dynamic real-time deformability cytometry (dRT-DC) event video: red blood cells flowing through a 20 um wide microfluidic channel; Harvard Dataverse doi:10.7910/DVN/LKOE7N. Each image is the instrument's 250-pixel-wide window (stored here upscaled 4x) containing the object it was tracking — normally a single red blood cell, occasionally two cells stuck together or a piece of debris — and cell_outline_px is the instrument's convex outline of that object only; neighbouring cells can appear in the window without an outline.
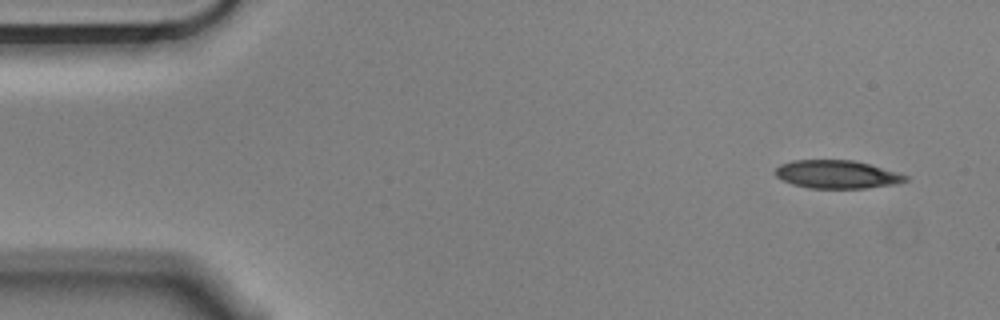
{"species": "Egyptian fruit bat (a non-hibernating species)", "species_latin": "Rousettus aegyptiacus", "temperature_condition": "cold", "stored_images_in_passage": 5, "camera_frame_rate_fps": 3000, "um_per_image_px": 0.085, "animal": {"sex": "male"}, "frame": {"image": 1, "passage_image": 1, "time_ms": 0.0, "image_size_px": [1000, 320], "cell_outline_px": [[908, 180], [896, 184], [864, 188], [808, 188], [792, 184], [776, 176], [776, 168], [780, 164], [792, 160], [852, 160], [868, 164], [896, 172], [908, 176]], "centroid_in_image_um": [71.12, 14.82], "position_along_channel_um": 13.9, "area_um2": 21.15}}
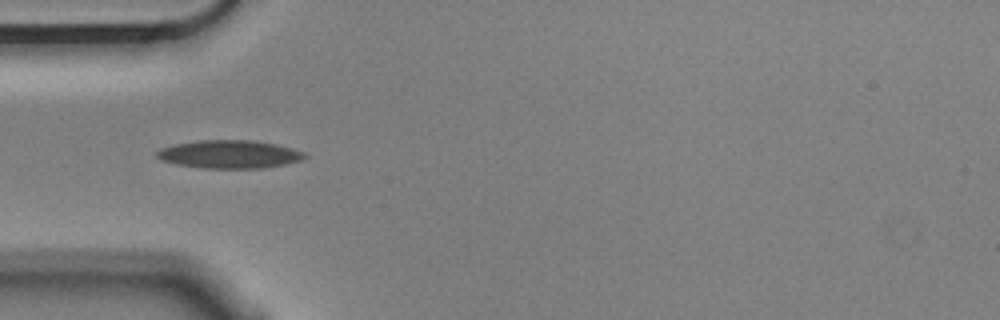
{"frame": {"image": 2, "passage_image": 4, "time_ms": 1.0, "image_size_px": [1000, 320], "cell_outline_px": [[308, 156], [300, 160], [284, 164], [264, 168], [204, 168], [176, 164], [160, 160], [156, 156], [156, 152], [160, 148], [176, 144], [200, 140], [252, 140], [276, 144], [292, 148], [304, 152]], "centroid_in_image_um": [19.49, 13.11], "position_along_channel_um": 65.5, "area_um2": 24.16}}
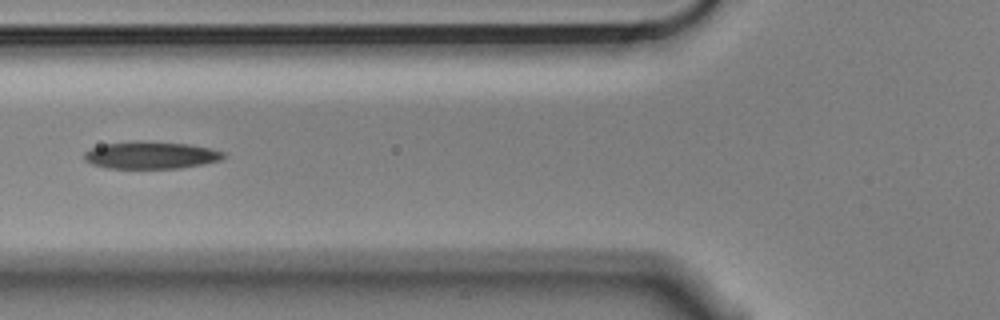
{"frame": {"image": 3, "passage_image": 5, "time_ms": 1.333, "image_size_px": [1000, 320], "cell_outline_px": [[224, 156], [220, 160], [180, 168], [108, 168], [92, 164], [84, 160], [84, 152], [92, 148], [104, 144], [140, 140], [144, 140], [188, 144], [208, 148], [224, 152]], "centroid_in_image_um": [12.78, 13.18], "position_along_channel_um": 113.0, "area_um2": 22.02}}